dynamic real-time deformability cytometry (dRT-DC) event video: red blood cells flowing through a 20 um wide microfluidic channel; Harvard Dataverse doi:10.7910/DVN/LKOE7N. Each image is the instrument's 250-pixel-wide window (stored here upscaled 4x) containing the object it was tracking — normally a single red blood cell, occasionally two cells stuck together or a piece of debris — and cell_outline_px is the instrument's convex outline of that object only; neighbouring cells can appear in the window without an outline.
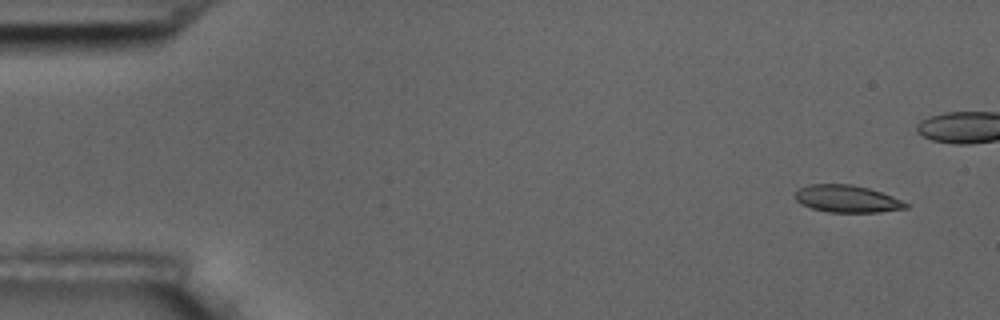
{"species": "common noctule bat (a hibernating species)", "species_latin": "Nyctalus noctula", "temperature_condition": "room temperature", "stored_images_in_passage": 17, "camera_frame_rate_fps": 3000, "um_per_image_px": 0.085, "animal": {"sex": "male", "body_mass_g": 17.5, "forearm_length_mm": 52.3}, "frame": {"image": 1, "passage_image": 1, "time_ms": 0.0, "image_size_px": [1000, 320], "cell_outline_px": [[912, 204], [908, 208], [880, 212], [828, 212], [812, 208], [800, 204], [792, 196], [800, 188], [812, 184], [852, 184], [868, 188], [892, 196]], "centroid_in_image_um": [72.01, 16.9], "position_along_channel_um": 13.0, "area_um2": 17.69}}
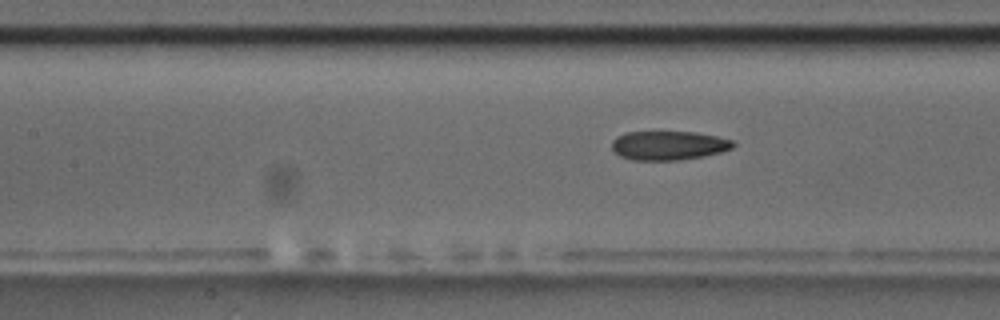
{"frame": {"image": 2, "passage_image": 8, "time_ms": 9.0, "image_size_px": [1000, 320], "cell_outline_px": [[736, 144], [732, 148], [720, 152], [704, 156], [676, 160], [632, 160], [620, 156], [612, 148], [612, 140], [616, 136], [628, 132], [696, 132], [716, 136], [732, 140]], "centroid_in_image_um": [56.82, 12.36], "position_along_channel_um": 150.6, "area_um2": 20.46}}
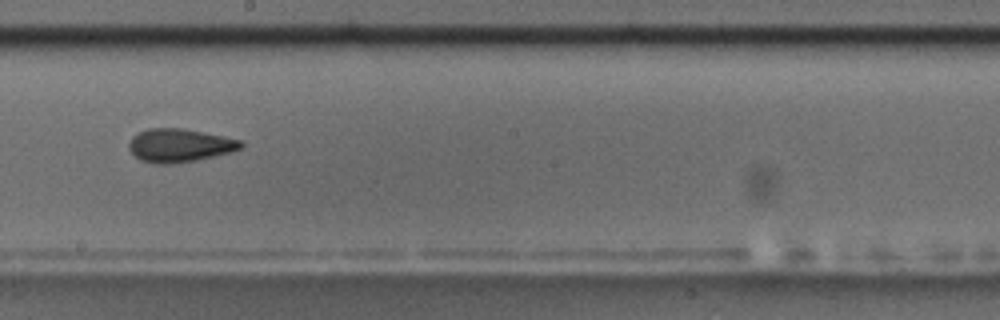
{"frame": {"image": 3, "passage_image": 10, "time_ms": 11.333, "image_size_px": [1000, 320], "cell_outline_px": [[244, 148], [232, 152], [196, 160], [176, 164], [156, 164], [140, 160], [128, 148], [128, 144], [132, 136], [136, 132], [148, 128], [184, 128], [240, 140], [244, 144]], "centroid_in_image_um": [15.25, 12.36], "position_along_channel_um": 233.0, "area_um2": 21.96}}